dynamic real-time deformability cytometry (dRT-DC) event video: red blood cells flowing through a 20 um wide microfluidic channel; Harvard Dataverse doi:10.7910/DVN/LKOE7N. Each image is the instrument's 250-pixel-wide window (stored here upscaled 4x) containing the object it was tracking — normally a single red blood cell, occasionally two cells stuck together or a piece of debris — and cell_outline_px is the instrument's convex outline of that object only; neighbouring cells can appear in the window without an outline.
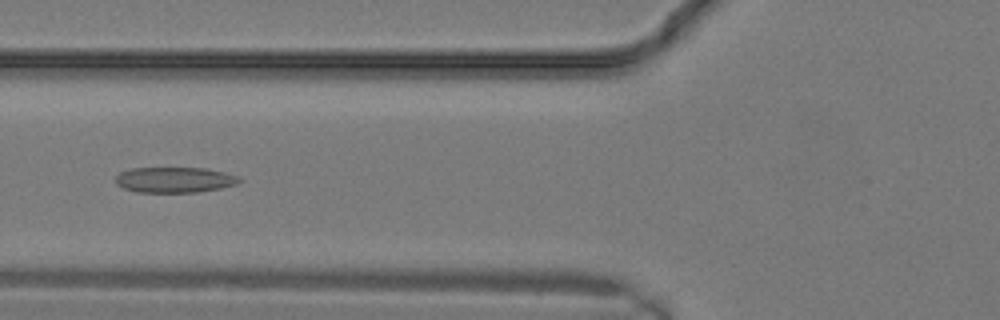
{"species": "common noctule bat (a hibernating species)", "species_latin": "Nyctalus noctula", "temperature_condition": "warm", "stored_images_in_passage": 11, "camera_frame_rate_fps": 3000, "um_per_image_px": 0.085, "animal": {"sex": "male", "body_mass_g": 19.2, "forearm_length_mm": 51.8}, "frame": {"image": 1, "passage_image": 10, "time_ms": 3.0, "image_size_px": [1000, 320], "cell_outline_px": [[240, 180], [236, 184], [220, 188], [196, 192], [136, 192], [124, 188], [116, 184], [116, 176], [120, 172], [132, 168], [208, 168], [224, 172], [236, 176]], "centroid_in_image_um": [14.8, 15.28], "position_along_channel_um": 111.0, "area_um2": 18.26}}